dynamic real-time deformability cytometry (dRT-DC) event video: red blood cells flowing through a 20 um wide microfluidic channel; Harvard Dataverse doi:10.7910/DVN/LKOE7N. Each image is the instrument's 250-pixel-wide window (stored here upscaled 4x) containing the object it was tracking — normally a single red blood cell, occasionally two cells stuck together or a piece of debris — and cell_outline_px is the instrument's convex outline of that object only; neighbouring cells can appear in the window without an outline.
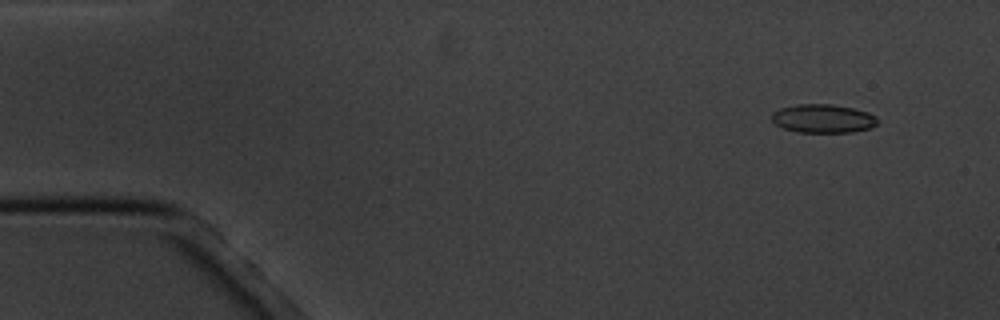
{"species": "common noctule bat (a hibernating species)", "species_latin": "Nyctalus noctula", "temperature_condition": "cold", "stored_images_in_passage": 10, "camera_frame_rate_fps": 3000, "um_per_image_px": 0.085, "animal": {"sex": "male", "body_mass_g": 20.1, "forearm_length_mm": 53.5}, "frame": {"image": 1, "passage_image": 1, "time_ms": 0.0, "image_size_px": [1000, 320], "cell_outline_px": [[876, 124], [872, 128], [852, 132], [796, 132], [784, 128], [776, 124], [772, 120], [772, 112], [780, 108], [800, 104], [832, 104], [852, 108], [868, 112], [876, 116]], "centroid_in_image_um": [69.96, 10.08], "position_along_channel_um": 15.0, "area_um2": 17.57}}
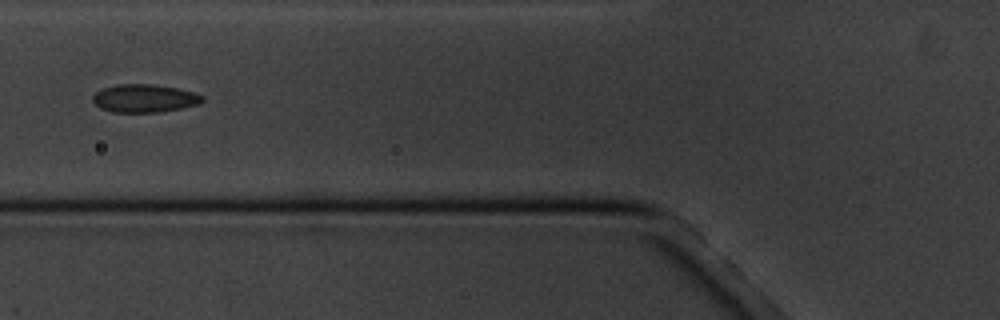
{"frame": {"image": 2, "passage_image": 6, "time_ms": 5.667, "image_size_px": [1000, 320], "cell_outline_px": [[204, 100], [200, 104], [160, 112], [112, 112], [100, 108], [92, 100], [92, 96], [100, 88], [116, 84], [152, 84], [176, 88], [192, 92], [204, 96]], "centroid_in_image_um": [12.25, 8.35], "position_along_channel_um": 113.6, "area_um2": 17.98}}
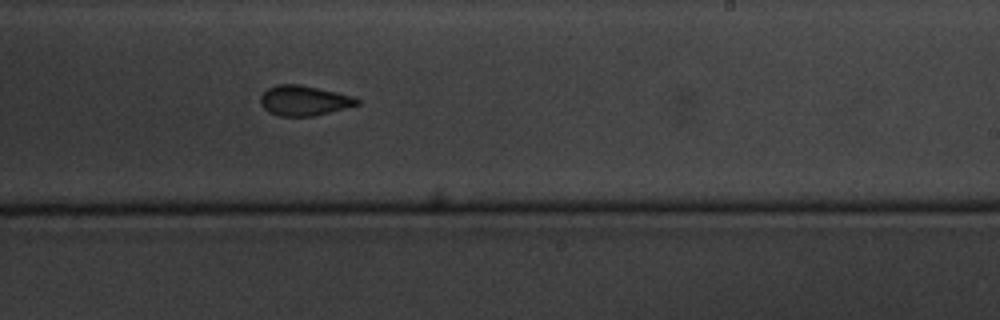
{"frame": {"image": 3, "passage_image": 10, "time_ms": 10.0, "image_size_px": [1000, 320], "cell_outline_px": [[360, 104], [312, 116], [280, 116], [268, 112], [260, 104], [260, 96], [268, 88], [280, 84], [300, 84], [356, 96], [360, 100]], "centroid_in_image_um": [25.85, 8.54], "position_along_channel_um": 263.2, "area_um2": 16.94}}